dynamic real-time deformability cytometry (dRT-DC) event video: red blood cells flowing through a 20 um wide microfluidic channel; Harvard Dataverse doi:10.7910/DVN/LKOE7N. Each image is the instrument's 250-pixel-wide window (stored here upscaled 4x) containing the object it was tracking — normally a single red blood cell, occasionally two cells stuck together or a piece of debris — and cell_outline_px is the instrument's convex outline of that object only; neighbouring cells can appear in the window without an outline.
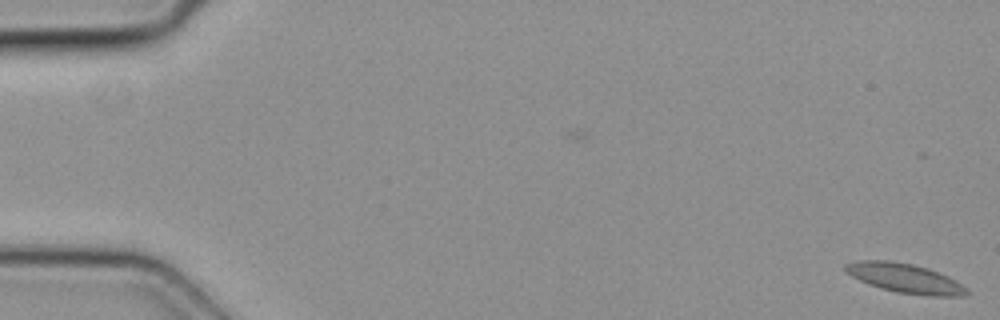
{"species": "common noctule bat (a hibernating species)", "species_latin": "Nyctalus noctula", "temperature_condition": "cold", "stored_images_in_passage": 4, "segment_of_instrument_passage": [2, 2], "camera_frame_rate_fps": 3000, "um_per_image_px": 0.085, "animal": {"sex": "female", "body_mass_g": 19.3, "forearm_length_mm": 54.1}, "frame": {"image": 1, "passage_image": 4, "time_ms": 1.0, "image_size_px": [1000, 320], "cell_outline_px": [[968, 296], [928, 296], [896, 292], [880, 288], [868, 284], [844, 272], [844, 264], [856, 260], [892, 260], [912, 264], [928, 268], [948, 276], [956, 280], [968, 288]], "centroid_in_image_um": [76.92, 23.65], "position_along_channel_um": 8.1, "area_um2": 21.1}}